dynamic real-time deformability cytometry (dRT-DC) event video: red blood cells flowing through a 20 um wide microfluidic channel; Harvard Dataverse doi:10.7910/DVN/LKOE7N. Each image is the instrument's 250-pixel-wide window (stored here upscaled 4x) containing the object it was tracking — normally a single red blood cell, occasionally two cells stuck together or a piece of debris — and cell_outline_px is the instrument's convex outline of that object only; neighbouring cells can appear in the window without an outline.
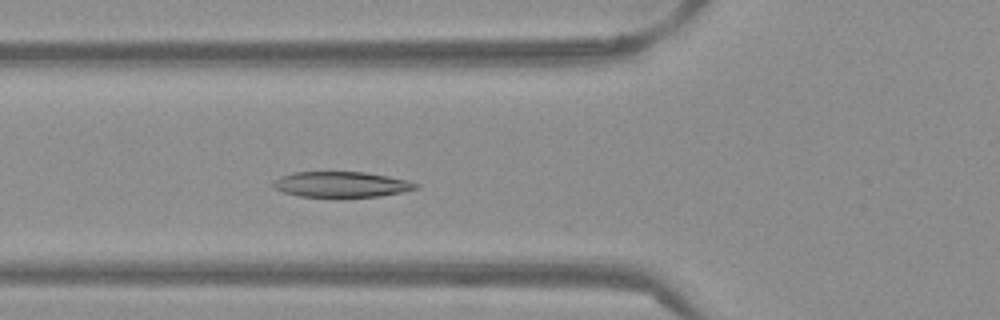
{"species": "Egyptian fruit bat (a non-hibernating species)", "species_latin": "Rousettus aegyptiacus", "temperature_condition": "warm", "stored_images_in_passage": 49, "camera_frame_rate_fps": 3000, "um_per_image_px": 0.085, "frame": {"image": 1, "passage_image": 16, "time_ms": 5.0, "image_size_px": [1000, 320], "cell_outline_px": [[420, 188], [380, 196], [300, 196], [284, 192], [272, 188], [272, 180], [280, 176], [292, 172], [364, 172], [388, 176], [408, 180], [420, 184]], "centroid_in_image_um": [29.0, 15.66], "position_along_channel_um": 96.8, "area_um2": 21.15}}
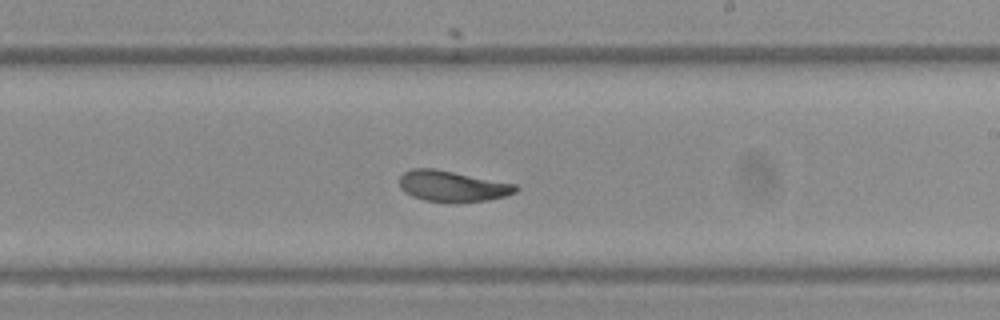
{"frame": {"image": 2, "passage_image": 28, "time_ms": 9.0, "image_size_px": [1000, 320], "cell_outline_px": [[520, 188], [516, 192], [504, 196], [488, 200], [452, 204], [424, 200], [412, 196], [404, 192], [400, 188], [400, 176], [404, 172], [412, 168], [436, 168], [516, 184]], "centroid_in_image_um": [38.45, 15.84], "position_along_channel_um": 250.6, "area_um2": 21.39}}
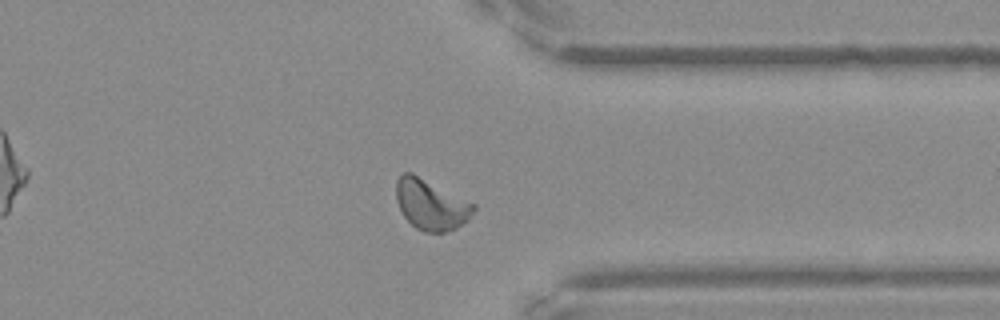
{"frame": {"image": 3, "passage_image": 38, "time_ms": 12.333, "image_size_px": [1000, 320], "cell_outline_px": [[476, 208], [468, 220], [456, 228], [448, 232], [424, 232], [416, 228], [404, 216], [396, 200], [396, 180], [404, 172], [412, 172], [476, 204]], "centroid_in_image_um": [36.64, 17.39], "position_along_channel_um": 374.8, "area_um2": 22.83}, "authors_computed_cell_mechanics": {"area_um2": 21.9062, "velocity_mm_per_s": 3.8307, "shape_relaxation_time_tau1_ms": 2.4224, "shape_relaxation_time_tau2_ms": 1.2503, "deformation_change_tau1": 0.1425, "deformation_change_tau2": 0.0747}}